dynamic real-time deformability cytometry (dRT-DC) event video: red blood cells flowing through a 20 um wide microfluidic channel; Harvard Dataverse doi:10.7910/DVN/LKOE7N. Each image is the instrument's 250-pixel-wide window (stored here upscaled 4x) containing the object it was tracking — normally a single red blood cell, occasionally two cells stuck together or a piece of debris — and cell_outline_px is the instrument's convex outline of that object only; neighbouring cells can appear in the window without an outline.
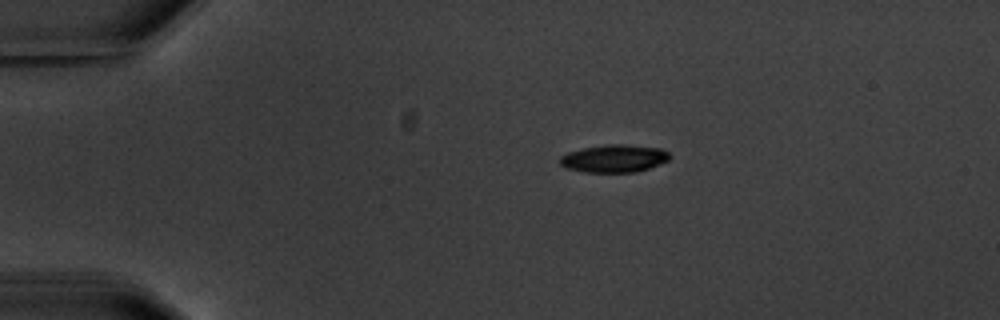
{"species": "common noctule bat (a hibernating species)", "species_latin": "Nyctalus noctula", "temperature_condition": "warm", "stored_images_in_passage": 6, "camera_frame_rate_fps": 3000, "um_per_image_px": 0.085, "animal": {"sex": "male", "body_mass_g": 20.1, "forearm_length_mm": 53.5}, "frame": {"image": 1, "passage_image": 3, "time_ms": 2.667, "image_size_px": [1000, 320], "cell_outline_px": [[672, 156], [668, 160], [660, 164], [636, 172], [584, 172], [568, 168], [560, 164], [560, 156], [568, 152], [584, 148], [608, 144], [624, 144], [660, 148], [668, 152]], "centroid_in_image_um": [52.22, 13.47], "position_along_channel_um": 32.8, "area_um2": 17.63}}
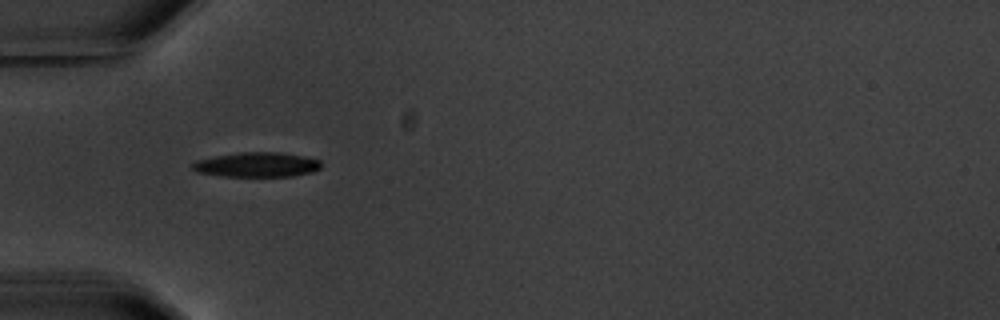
{"frame": {"image": 2, "passage_image": 5, "time_ms": 5.0, "image_size_px": [1000, 320], "cell_outline_px": [[320, 168], [312, 172], [292, 176], [224, 176], [196, 172], [192, 168], [192, 164], [196, 160], [216, 156], [240, 152], [280, 152], [304, 156], [320, 160]], "centroid_in_image_um": [21.83, 13.99], "position_along_channel_um": 63.2, "area_um2": 18.44}}
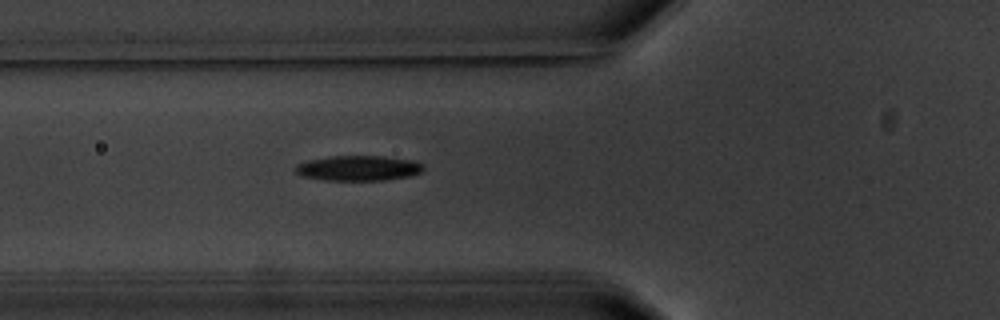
{"frame": {"image": 3, "passage_image": 6, "time_ms": 6.0, "image_size_px": [1000, 320], "cell_outline_px": [[424, 168], [420, 172], [412, 176], [384, 180], [324, 180], [304, 176], [296, 172], [296, 164], [308, 160], [332, 156], [384, 156], [412, 160], [424, 164]], "centroid_in_image_um": [30.5, 14.29], "position_along_channel_um": 95.3, "area_um2": 18.73}}